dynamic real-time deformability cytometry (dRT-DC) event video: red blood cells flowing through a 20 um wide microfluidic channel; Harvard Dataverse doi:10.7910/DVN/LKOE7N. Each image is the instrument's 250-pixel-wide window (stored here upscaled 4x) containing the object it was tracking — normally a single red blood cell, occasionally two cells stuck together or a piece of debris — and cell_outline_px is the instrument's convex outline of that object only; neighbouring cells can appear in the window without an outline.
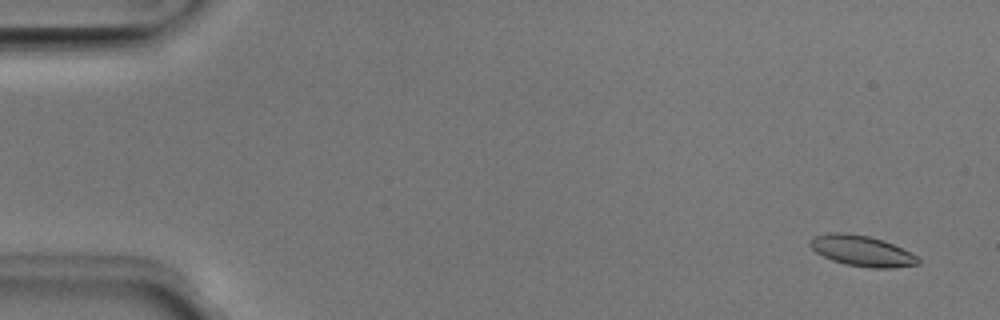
{"species": "Egyptian fruit bat (a non-hibernating species)", "species_latin": "Rousettus aegyptiacus", "temperature_condition": "room temperature", "stored_images_in_passage": 52, "camera_frame_rate_fps": 3000, "um_per_image_px": 0.085, "animal": {"sex": "male"}, "frame": {"image": 1, "passage_image": 3, "time_ms": 0.667, "image_size_px": [1000, 320], "cell_outline_px": [[920, 264], [892, 268], [868, 268], [844, 264], [832, 260], [816, 252], [808, 244], [808, 240], [812, 236], [828, 232], [844, 232], [868, 236], [884, 240], [916, 256], [920, 260]], "centroid_in_image_um": [73.2, 21.32], "position_along_channel_um": 11.8, "area_um2": 19.42}}
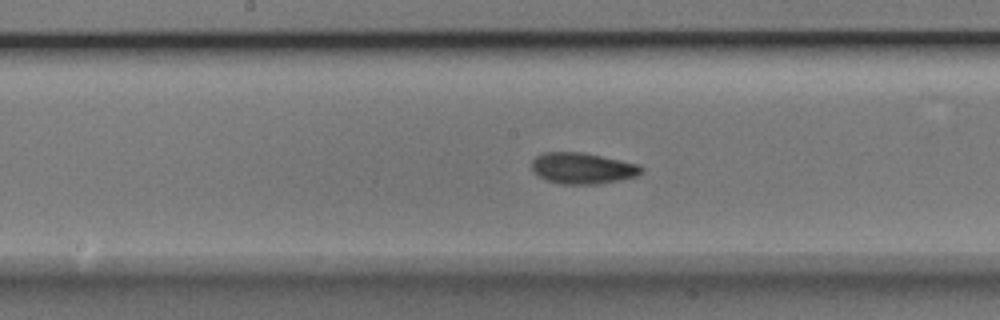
{"frame": {"image": 2, "passage_image": 27, "time_ms": 8.667, "image_size_px": [1000, 320], "cell_outline_px": [[644, 168], [636, 176], [620, 180], [600, 184], [560, 184], [544, 180], [536, 176], [532, 172], [532, 160], [540, 152], [584, 152], [640, 164]], "centroid_in_image_um": [49.47, 14.3], "position_along_channel_um": 198.7, "area_um2": 20.29}}
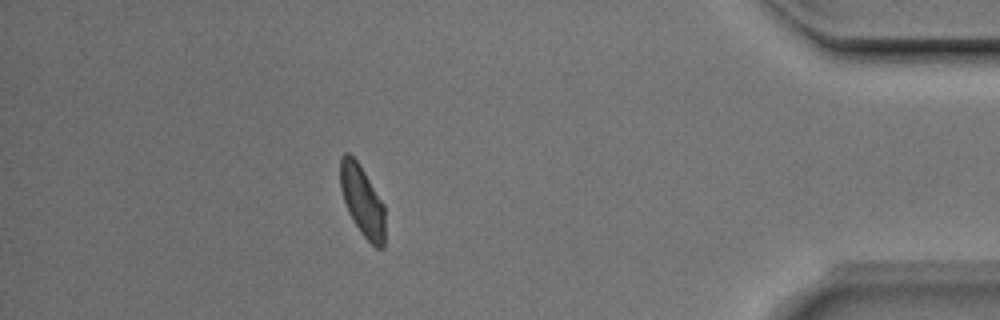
{"frame": {"image": 3, "passage_image": 46, "time_ms": 15.0, "image_size_px": [1000, 320], "cell_outline_px": [[384, 248], [376, 248], [360, 232], [348, 212], [340, 188], [340, 156], [344, 152], [348, 152], [356, 160], [364, 172], [384, 204]], "centroid_in_image_um": [30.78, 17.06], "position_along_channel_um": 404.4, "area_um2": 18.26}, "authors_computed_cell_mechanics": {"area_um2": 19.3052, "velocity_mm_per_s": 3.9552, "shape_relaxation_time_tau1_ms": 3.7654, "shape_relaxation_time_tau2_ms": 1.7913, "deformation_change_tau1": 0.1068, "deformation_change_tau2": 0.0639}}